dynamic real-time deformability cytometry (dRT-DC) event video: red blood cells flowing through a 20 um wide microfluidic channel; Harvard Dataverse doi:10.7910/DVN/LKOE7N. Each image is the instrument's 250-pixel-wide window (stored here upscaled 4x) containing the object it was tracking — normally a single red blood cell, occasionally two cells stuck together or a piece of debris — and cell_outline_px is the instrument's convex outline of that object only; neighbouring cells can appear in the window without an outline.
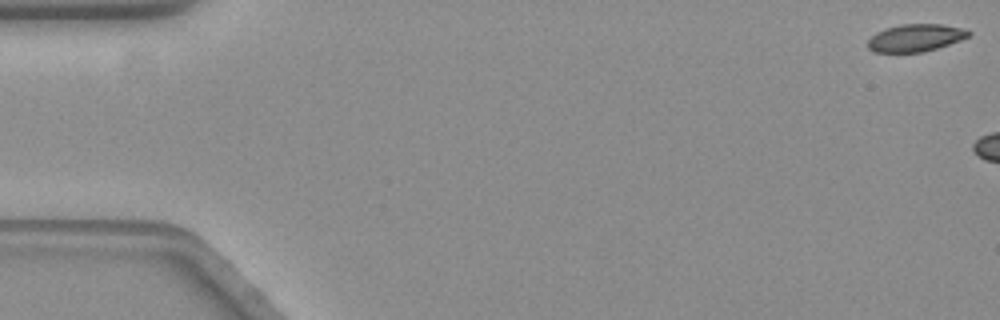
{"species": "common noctule bat (a hibernating species)", "species_latin": "Nyctalus noctula", "temperature_condition": "warm", "stored_images_in_passage": 5, "camera_frame_rate_fps": 3000, "um_per_image_px": 0.085, "animal": {"sex": "female", "body_mass_g": 19.3, "forearm_length_mm": 54.1}, "frame": {"image": 1, "passage_image": 1, "time_ms": 0.0, "image_size_px": [1000, 320], "cell_outline_px": [[972, 32], [968, 36], [960, 40], [936, 48], [920, 52], [876, 52], [868, 48], [868, 40], [876, 32], [900, 24], [940, 24], [960, 28]], "centroid_in_image_um": [77.79, 3.21], "position_along_channel_um": 7.2, "area_um2": 15.78}}